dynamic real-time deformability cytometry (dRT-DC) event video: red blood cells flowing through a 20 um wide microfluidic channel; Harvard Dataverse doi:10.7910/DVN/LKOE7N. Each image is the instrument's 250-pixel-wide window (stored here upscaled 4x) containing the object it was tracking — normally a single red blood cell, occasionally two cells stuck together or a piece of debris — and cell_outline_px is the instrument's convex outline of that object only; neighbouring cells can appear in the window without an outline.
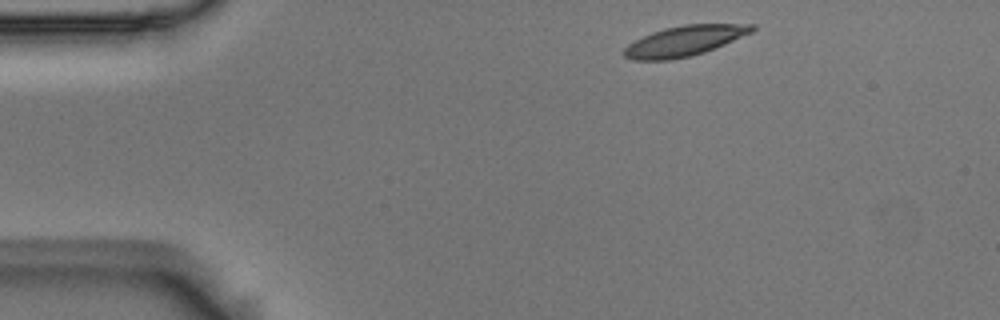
{"species": "Egyptian fruit bat (a non-hibernating species)", "species_latin": "Rousettus aegyptiacus", "temperature_condition": "room temperature", "stored_images_in_passage": 3, "camera_frame_rate_fps": 3000, "um_per_image_px": 0.085, "animal": {"sex": "male"}, "frame": {"image": 1, "passage_image": 1, "time_ms": 0.0, "image_size_px": [1000, 320], "cell_outline_px": [[756, 28], [752, 32], [724, 44], [704, 52], [688, 56], [668, 60], [632, 60], [624, 56], [620, 52], [628, 44], [652, 32], [664, 28], [684, 24], [756, 24]], "centroid_in_image_um": [58.15, 3.47], "position_along_channel_um": 26.9, "area_um2": 22.43}}